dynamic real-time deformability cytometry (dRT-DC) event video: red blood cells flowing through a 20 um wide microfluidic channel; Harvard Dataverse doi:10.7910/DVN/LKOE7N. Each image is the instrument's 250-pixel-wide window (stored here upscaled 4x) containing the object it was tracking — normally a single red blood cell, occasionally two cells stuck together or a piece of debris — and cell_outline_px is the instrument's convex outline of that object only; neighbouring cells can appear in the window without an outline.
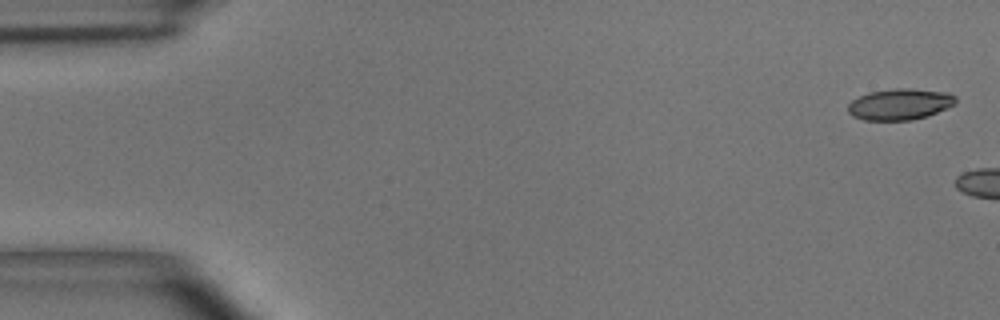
{"species": "common noctule bat (a hibernating species)", "species_latin": "Nyctalus noctula", "temperature_condition": "room temperature", "stored_images_in_passage": 3, "camera_frame_rate_fps": 3000, "um_per_image_px": 0.085, "animal": {"sex": "male", "body_mass_g": 15.6}, "frame": {"image": 1, "passage_image": 1, "time_ms": 0.0, "image_size_px": [1000, 320], "cell_outline_px": [[956, 104], [948, 108], [928, 116], [912, 120], [864, 120], [852, 116], [848, 112], [848, 104], [852, 100], [868, 92], [896, 88], [912, 88], [948, 92], [956, 96]], "centroid_in_image_um": [76.52, 8.86], "position_along_channel_um": 8.5, "area_um2": 19.83}}